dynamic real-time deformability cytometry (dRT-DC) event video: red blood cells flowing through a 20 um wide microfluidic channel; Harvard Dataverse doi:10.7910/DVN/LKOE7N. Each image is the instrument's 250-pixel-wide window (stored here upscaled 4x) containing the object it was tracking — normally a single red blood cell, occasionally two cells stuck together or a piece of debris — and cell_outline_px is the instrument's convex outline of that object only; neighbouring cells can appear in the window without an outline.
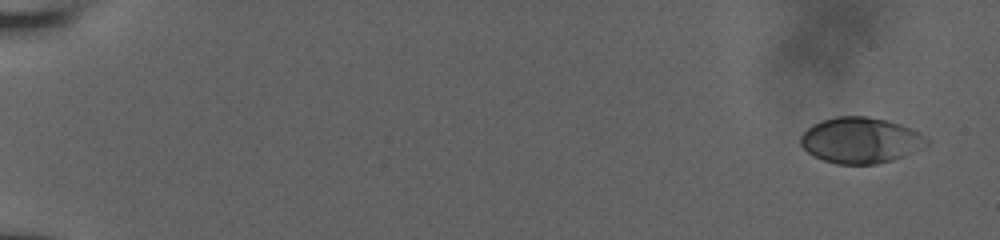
{"species": "human", "species_latin": "Homo sapiens", "temperature_condition": "room temperature", "stored_images_in_passage": 31, "camera_frame_rate_fps": 3000, "um_per_image_px": 0.085, "donor": {"sex": "male"}, "frame": {"image": 1, "passage_image": 1, "time_ms": 0.0, "image_size_px": [1000, 240], "cell_outline_px": [[928, 144], [904, 156], [892, 160], [876, 164], [836, 164], [812, 156], [800, 144], [800, 136], [812, 124], [820, 120], [836, 116], [868, 116], [888, 120], [900, 124], [920, 132], [928, 140]], "centroid_in_image_um": [73.12, 11.91], "position_along_channel_um": 11.9, "area_um2": 33.81}}
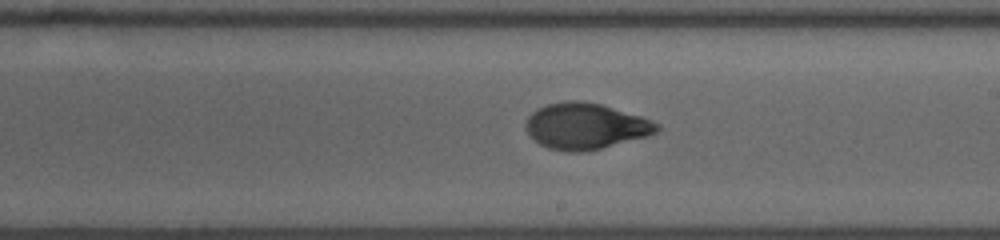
{"frame": {"image": 2, "passage_image": 18, "time_ms": 11.0, "image_size_px": [1000, 240], "cell_outline_px": [[660, 128], [656, 132], [648, 136], [584, 152], [564, 152], [548, 148], [540, 144], [524, 128], [524, 124], [528, 116], [536, 108], [548, 104], [564, 100], [580, 100], [600, 104], [640, 116], [652, 120], [660, 124]], "centroid_in_image_um": [49.75, 10.72], "position_along_channel_um": 239.3, "area_um2": 35.26}}
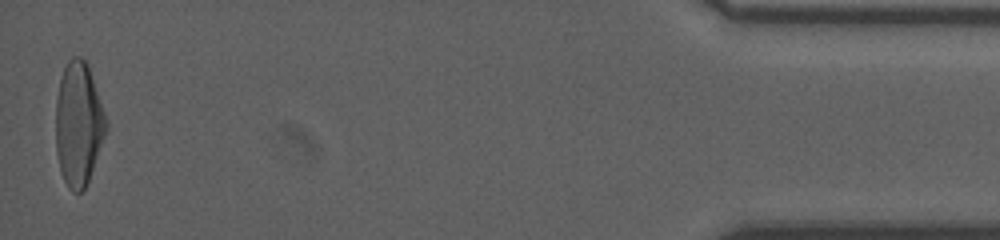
{"frame": {"image": 3, "passage_image": 31, "time_ms": 18.0, "image_size_px": [1000, 240], "cell_outline_px": [[108, 124], [104, 136], [88, 180], [84, 188], [80, 192], [72, 192], [68, 188], [60, 172], [56, 152], [56, 96], [60, 80], [64, 68], [68, 60], [72, 56], [80, 56], [88, 64]], "centroid_in_image_um": [6.65, 10.52], "position_along_channel_um": 428.6, "area_um2": 36.01}, "authors_computed_cell_mechanics": {"area_um2": 34.391, "velocity_mm_per_s": 3.849, "shape_relaxation_time_tau1_ms": 4.7894, "shape_relaxation_time_tau2_ms": 1.1494, "deformation_change_tau1": 0.2108, "deformation_change_tau2": 0.0497}}